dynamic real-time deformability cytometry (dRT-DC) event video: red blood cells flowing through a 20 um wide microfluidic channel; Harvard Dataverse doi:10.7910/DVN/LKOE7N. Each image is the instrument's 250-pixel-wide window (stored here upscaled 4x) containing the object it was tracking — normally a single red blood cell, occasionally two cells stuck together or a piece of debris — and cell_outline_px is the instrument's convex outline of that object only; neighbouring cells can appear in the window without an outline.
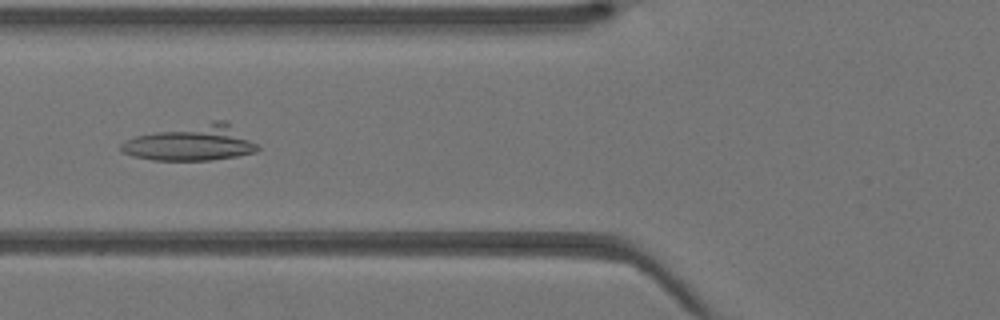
{"species": "Egyptian fruit bat (a non-hibernating species)", "species_latin": "Rousettus aegyptiacus", "temperature_condition": "warm", "stored_images_in_passage": 37, "camera_frame_rate_fps": 3000, "um_per_image_px": 0.085, "animal": {"sex": "female"}, "frame": {"image": 1, "passage_image": 11, "time_ms": 3.333, "image_size_px": [1000, 320], "cell_outline_px": [[260, 148], [256, 152], [236, 156], [212, 160], [152, 160], [132, 156], [120, 152], [120, 144], [124, 140], [136, 136], [212, 120], [228, 120], [260, 144]], "centroid_in_image_um": [16.34, 12.14], "position_along_channel_um": 109.5, "area_um2": 28.78}}
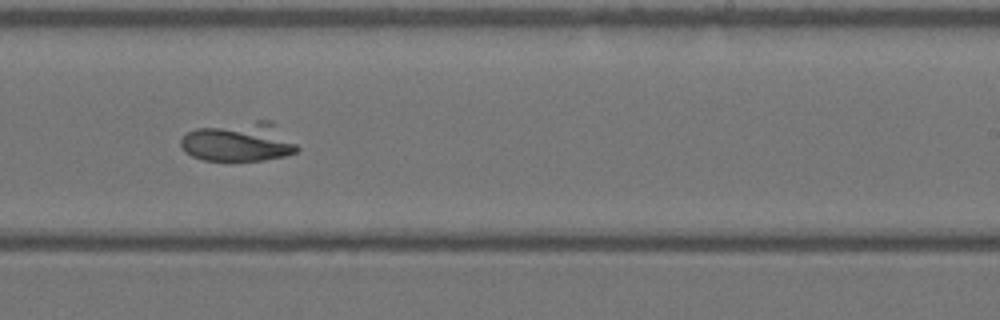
{"frame": {"image": 2, "passage_image": 21, "time_ms": 6.667, "image_size_px": [1000, 320], "cell_outline_px": [[300, 148], [296, 152], [284, 156], [264, 160], [204, 160], [192, 156], [184, 152], [180, 144], [180, 140], [188, 132], [196, 128], [256, 120], [272, 120]], "centroid_in_image_um": [20.3, 12.05], "position_along_channel_um": 268.7, "area_um2": 26.65}}
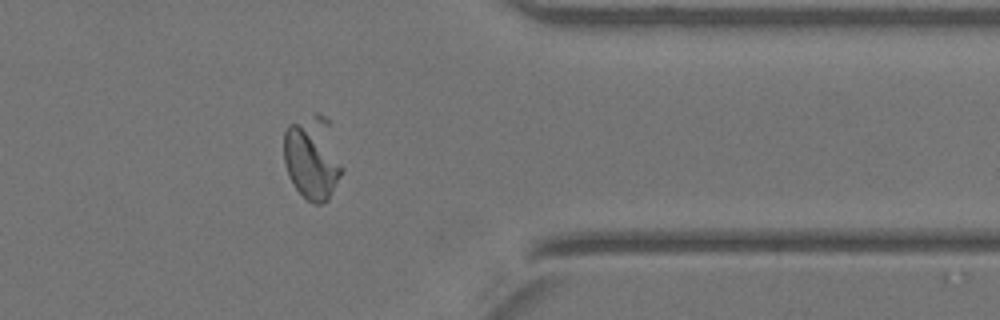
{"frame": {"image": 3, "passage_image": 29, "time_ms": 9.333, "image_size_px": [1000, 320], "cell_outline_px": [[344, 168], [328, 200], [320, 204], [312, 204], [296, 188], [288, 176], [284, 164], [284, 132], [288, 124], [316, 112], [320, 112], [332, 124]], "centroid_in_image_um": [26.58, 13.36], "position_along_channel_um": 384.8, "area_um2": 29.13}}